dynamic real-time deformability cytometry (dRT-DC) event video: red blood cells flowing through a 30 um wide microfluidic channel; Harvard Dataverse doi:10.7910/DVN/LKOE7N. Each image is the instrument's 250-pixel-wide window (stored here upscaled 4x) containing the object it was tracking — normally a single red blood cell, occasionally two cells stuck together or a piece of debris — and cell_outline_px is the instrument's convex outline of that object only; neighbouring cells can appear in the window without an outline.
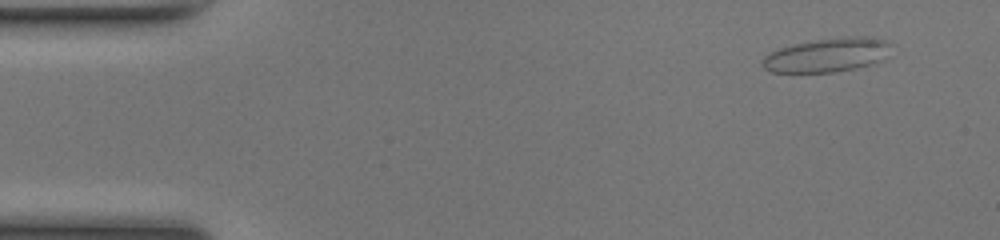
{"species": "common noctule bat (a hibernating species)", "species_latin": "Nyctalus noctula", "temperature_condition": "room temperature", "stored_images_in_passage": 36, "camera_frame_rate_fps": 3000, "um_per_image_px": 0.085, "animal": {"sex": "female", "body_mass_g": 17.0, "forearm_length_mm": 48.0}, "frame": {"image": 1, "passage_image": 2, "time_ms": 0.333, "image_size_px": [1000, 240], "cell_outline_px": [[896, 44], [884, 60], [852, 68], [832, 72], [772, 72], [764, 68], [760, 64], [760, 60], [764, 56], [780, 48], [796, 44], [816, 40], [840, 36], [864, 36], [888, 40]], "centroid_in_image_um": [70.38, 4.66], "position_along_channel_um": 14.6, "area_um2": 25.66}}
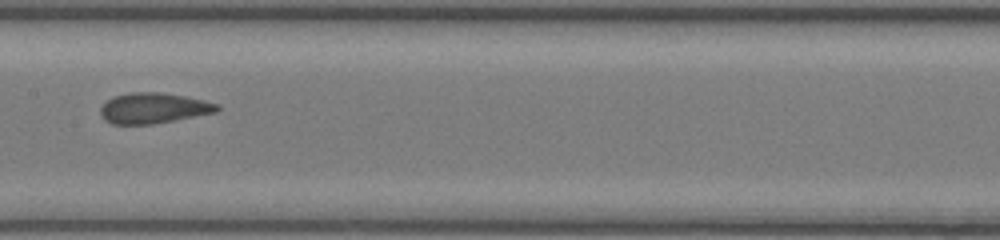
{"frame": {"image": 2, "passage_image": 23, "time_ms": 7.333, "image_size_px": [1000, 240], "cell_outline_px": [[220, 108], [216, 112], [152, 124], [112, 124], [104, 120], [100, 116], [100, 108], [112, 96], [132, 92], [160, 92], [184, 96], [204, 100], [220, 104]], "centroid_in_image_um": [13.03, 9.19], "position_along_channel_um": 194.4, "area_um2": 20.75}}
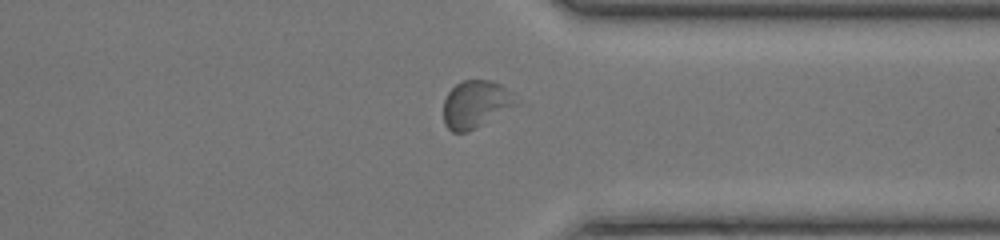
{"frame": {"image": 3, "passage_image": 36, "time_ms": 11.667, "image_size_px": [1000, 240], "cell_outline_px": [[520, 104], [476, 128], [468, 132], [452, 132], [444, 124], [444, 100], [448, 92], [460, 80], [492, 80], [500, 84]], "centroid_in_image_um": [40.41, 8.87], "position_along_channel_um": 371.0, "area_um2": 20.0}, "authors_computed_cell_mechanics": {"area_um2": 20.7213, "velocity_mm_per_s": 4.1331, "shape_relaxation_time_tau1_ms": null, "shape_relaxation_time_tau2_ms": 1.2549, "deformation_change_tau1": null, "deformation_change_tau2": 0.0733}}